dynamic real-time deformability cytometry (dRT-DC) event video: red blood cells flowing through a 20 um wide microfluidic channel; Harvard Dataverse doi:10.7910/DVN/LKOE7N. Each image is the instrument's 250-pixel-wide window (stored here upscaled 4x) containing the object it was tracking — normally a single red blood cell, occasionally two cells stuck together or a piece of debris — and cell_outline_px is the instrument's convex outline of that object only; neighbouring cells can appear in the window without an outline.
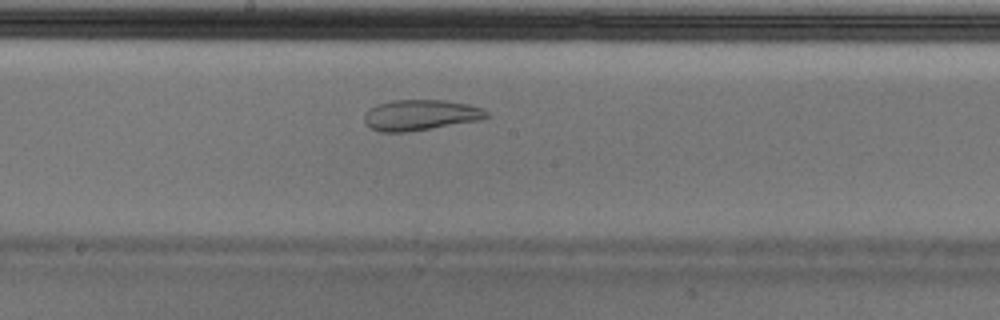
{"species": "Egyptian fruit bat (a non-hibernating species)", "species_latin": "Rousettus aegyptiacus", "temperature_condition": "cold", "stored_images_in_passage": 33, "camera_frame_rate_fps": 3000, "um_per_image_px": 0.085, "animal": {"sex": "male"}, "frame": {"image": 1, "passage_image": 15, "time_ms": 4.667, "image_size_px": [1000, 320], "cell_outline_px": [[488, 116], [480, 120], [408, 132], [380, 132], [372, 128], [364, 120], [364, 112], [376, 104], [392, 100], [444, 100], [468, 104], [484, 108], [488, 112]], "centroid_in_image_um": [35.74, 9.77], "position_along_channel_um": 212.5, "area_um2": 21.91}, "authors_computed_cell_mechanics": {"area_um2": 23.2934, "velocity_mm_per_s": 3.6408, "shape_relaxation_time_tau1_ms": null, "shape_relaxation_time_tau2_ms": 1.7663, "deformation_change_tau1": null, "deformation_change_tau2": 0.0578}}